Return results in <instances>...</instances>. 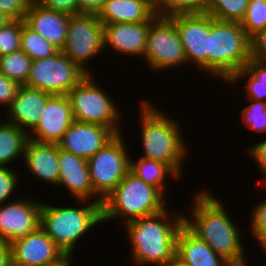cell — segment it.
<instances>
[{
    "label": "cell",
    "instance_id": "1",
    "mask_svg": "<svg viewBox=\"0 0 266 266\" xmlns=\"http://www.w3.org/2000/svg\"><path fill=\"white\" fill-rule=\"evenodd\" d=\"M193 199L192 217L184 215V224L232 266H246L239 226L226 213V206L206 190L197 192Z\"/></svg>",
    "mask_w": 266,
    "mask_h": 266
},
{
    "label": "cell",
    "instance_id": "2",
    "mask_svg": "<svg viewBox=\"0 0 266 266\" xmlns=\"http://www.w3.org/2000/svg\"><path fill=\"white\" fill-rule=\"evenodd\" d=\"M169 209L126 223L125 227L132 249L133 262L137 265L165 266L176 255L177 234L184 224V214Z\"/></svg>",
    "mask_w": 266,
    "mask_h": 266
},
{
    "label": "cell",
    "instance_id": "3",
    "mask_svg": "<svg viewBox=\"0 0 266 266\" xmlns=\"http://www.w3.org/2000/svg\"><path fill=\"white\" fill-rule=\"evenodd\" d=\"M146 100L142 99L139 110L141 140L144 148L142 158L166 163L179 176H182V166L186 160L185 156H188L189 146H186L180 131L181 125L167 115L168 113H164L161 109L157 110V107L150 103L151 101Z\"/></svg>",
    "mask_w": 266,
    "mask_h": 266
},
{
    "label": "cell",
    "instance_id": "4",
    "mask_svg": "<svg viewBox=\"0 0 266 266\" xmlns=\"http://www.w3.org/2000/svg\"><path fill=\"white\" fill-rule=\"evenodd\" d=\"M250 59V38L240 23L218 21L210 16L207 76L227 83Z\"/></svg>",
    "mask_w": 266,
    "mask_h": 266
},
{
    "label": "cell",
    "instance_id": "5",
    "mask_svg": "<svg viewBox=\"0 0 266 266\" xmlns=\"http://www.w3.org/2000/svg\"><path fill=\"white\" fill-rule=\"evenodd\" d=\"M165 195L130 171L102 202V222L122 219L123 224L165 210Z\"/></svg>",
    "mask_w": 266,
    "mask_h": 266
},
{
    "label": "cell",
    "instance_id": "6",
    "mask_svg": "<svg viewBox=\"0 0 266 266\" xmlns=\"http://www.w3.org/2000/svg\"><path fill=\"white\" fill-rule=\"evenodd\" d=\"M77 201L82 202L83 206L58 207L42 202L40 227L63 253L73 254L78 240L84 237L91 228L103 223L102 203L82 199L81 201L77 199Z\"/></svg>",
    "mask_w": 266,
    "mask_h": 266
},
{
    "label": "cell",
    "instance_id": "7",
    "mask_svg": "<svg viewBox=\"0 0 266 266\" xmlns=\"http://www.w3.org/2000/svg\"><path fill=\"white\" fill-rule=\"evenodd\" d=\"M95 81L94 76L88 74L67 93L73 119L102 125L120 134L122 130L118 124L122 114L116 108L114 100Z\"/></svg>",
    "mask_w": 266,
    "mask_h": 266
},
{
    "label": "cell",
    "instance_id": "8",
    "mask_svg": "<svg viewBox=\"0 0 266 266\" xmlns=\"http://www.w3.org/2000/svg\"><path fill=\"white\" fill-rule=\"evenodd\" d=\"M122 133L87 160L97 202L102 203L129 172L130 156Z\"/></svg>",
    "mask_w": 266,
    "mask_h": 266
},
{
    "label": "cell",
    "instance_id": "9",
    "mask_svg": "<svg viewBox=\"0 0 266 266\" xmlns=\"http://www.w3.org/2000/svg\"><path fill=\"white\" fill-rule=\"evenodd\" d=\"M87 75L59 50L53 56L32 61L26 86L52 95H67Z\"/></svg>",
    "mask_w": 266,
    "mask_h": 266
},
{
    "label": "cell",
    "instance_id": "10",
    "mask_svg": "<svg viewBox=\"0 0 266 266\" xmlns=\"http://www.w3.org/2000/svg\"><path fill=\"white\" fill-rule=\"evenodd\" d=\"M143 58L150 68L160 71L187 63L178 29L170 16L157 15L151 21Z\"/></svg>",
    "mask_w": 266,
    "mask_h": 266
},
{
    "label": "cell",
    "instance_id": "11",
    "mask_svg": "<svg viewBox=\"0 0 266 266\" xmlns=\"http://www.w3.org/2000/svg\"><path fill=\"white\" fill-rule=\"evenodd\" d=\"M61 51L85 72L92 74L86 67L88 62L105 51L104 26L95 14L70 15L67 38Z\"/></svg>",
    "mask_w": 266,
    "mask_h": 266
},
{
    "label": "cell",
    "instance_id": "12",
    "mask_svg": "<svg viewBox=\"0 0 266 266\" xmlns=\"http://www.w3.org/2000/svg\"><path fill=\"white\" fill-rule=\"evenodd\" d=\"M178 29L187 62L208 74L210 15L207 13L170 16Z\"/></svg>",
    "mask_w": 266,
    "mask_h": 266
},
{
    "label": "cell",
    "instance_id": "13",
    "mask_svg": "<svg viewBox=\"0 0 266 266\" xmlns=\"http://www.w3.org/2000/svg\"><path fill=\"white\" fill-rule=\"evenodd\" d=\"M20 199L0 204V240L11 243L40 226L42 203L27 196Z\"/></svg>",
    "mask_w": 266,
    "mask_h": 266
},
{
    "label": "cell",
    "instance_id": "14",
    "mask_svg": "<svg viewBox=\"0 0 266 266\" xmlns=\"http://www.w3.org/2000/svg\"><path fill=\"white\" fill-rule=\"evenodd\" d=\"M116 135L102 125L74 120L58 145L60 149L88 160Z\"/></svg>",
    "mask_w": 266,
    "mask_h": 266
},
{
    "label": "cell",
    "instance_id": "15",
    "mask_svg": "<svg viewBox=\"0 0 266 266\" xmlns=\"http://www.w3.org/2000/svg\"><path fill=\"white\" fill-rule=\"evenodd\" d=\"M71 104L66 95H53L41 110V119L30 131L29 139L58 144L73 123Z\"/></svg>",
    "mask_w": 266,
    "mask_h": 266
},
{
    "label": "cell",
    "instance_id": "16",
    "mask_svg": "<svg viewBox=\"0 0 266 266\" xmlns=\"http://www.w3.org/2000/svg\"><path fill=\"white\" fill-rule=\"evenodd\" d=\"M10 244L13 266H44L63 254L40 226Z\"/></svg>",
    "mask_w": 266,
    "mask_h": 266
},
{
    "label": "cell",
    "instance_id": "17",
    "mask_svg": "<svg viewBox=\"0 0 266 266\" xmlns=\"http://www.w3.org/2000/svg\"><path fill=\"white\" fill-rule=\"evenodd\" d=\"M150 23L104 24V49L109 46L122 56L144 57Z\"/></svg>",
    "mask_w": 266,
    "mask_h": 266
},
{
    "label": "cell",
    "instance_id": "18",
    "mask_svg": "<svg viewBox=\"0 0 266 266\" xmlns=\"http://www.w3.org/2000/svg\"><path fill=\"white\" fill-rule=\"evenodd\" d=\"M52 96L42 90L21 85L16 97L5 111L8 115L5 121L15 124L29 134L39 123L41 110L45 109L47 101Z\"/></svg>",
    "mask_w": 266,
    "mask_h": 266
},
{
    "label": "cell",
    "instance_id": "19",
    "mask_svg": "<svg viewBox=\"0 0 266 266\" xmlns=\"http://www.w3.org/2000/svg\"><path fill=\"white\" fill-rule=\"evenodd\" d=\"M58 162H59V186L68 189L77 199L94 200V190L90 180L87 160L64 151L58 145Z\"/></svg>",
    "mask_w": 266,
    "mask_h": 266
},
{
    "label": "cell",
    "instance_id": "20",
    "mask_svg": "<svg viewBox=\"0 0 266 266\" xmlns=\"http://www.w3.org/2000/svg\"><path fill=\"white\" fill-rule=\"evenodd\" d=\"M69 17L67 13L46 9L33 0L24 21L34 32L62 50L67 38Z\"/></svg>",
    "mask_w": 266,
    "mask_h": 266
},
{
    "label": "cell",
    "instance_id": "21",
    "mask_svg": "<svg viewBox=\"0 0 266 266\" xmlns=\"http://www.w3.org/2000/svg\"><path fill=\"white\" fill-rule=\"evenodd\" d=\"M24 165L32 175L57 186L59 177L58 144L27 141L23 155Z\"/></svg>",
    "mask_w": 266,
    "mask_h": 266
},
{
    "label": "cell",
    "instance_id": "22",
    "mask_svg": "<svg viewBox=\"0 0 266 266\" xmlns=\"http://www.w3.org/2000/svg\"><path fill=\"white\" fill-rule=\"evenodd\" d=\"M157 15L155 0H106L96 16L104 25L152 21Z\"/></svg>",
    "mask_w": 266,
    "mask_h": 266
},
{
    "label": "cell",
    "instance_id": "23",
    "mask_svg": "<svg viewBox=\"0 0 266 266\" xmlns=\"http://www.w3.org/2000/svg\"><path fill=\"white\" fill-rule=\"evenodd\" d=\"M176 255L190 266H232L185 224L177 234Z\"/></svg>",
    "mask_w": 266,
    "mask_h": 266
},
{
    "label": "cell",
    "instance_id": "24",
    "mask_svg": "<svg viewBox=\"0 0 266 266\" xmlns=\"http://www.w3.org/2000/svg\"><path fill=\"white\" fill-rule=\"evenodd\" d=\"M29 134L7 121L0 120V166H7L19 160L25 152Z\"/></svg>",
    "mask_w": 266,
    "mask_h": 266
},
{
    "label": "cell",
    "instance_id": "25",
    "mask_svg": "<svg viewBox=\"0 0 266 266\" xmlns=\"http://www.w3.org/2000/svg\"><path fill=\"white\" fill-rule=\"evenodd\" d=\"M130 157V167L129 171L134 174L137 178L142 179L144 182L155 186L164 195L165 194V179L169 176L175 179L181 178L168 164L149 160L145 158H140L133 161ZM167 176V177H166Z\"/></svg>",
    "mask_w": 266,
    "mask_h": 266
},
{
    "label": "cell",
    "instance_id": "26",
    "mask_svg": "<svg viewBox=\"0 0 266 266\" xmlns=\"http://www.w3.org/2000/svg\"><path fill=\"white\" fill-rule=\"evenodd\" d=\"M246 78V95L248 100L266 102V64L250 59L246 67L236 72L227 82L235 85L238 81Z\"/></svg>",
    "mask_w": 266,
    "mask_h": 266
},
{
    "label": "cell",
    "instance_id": "27",
    "mask_svg": "<svg viewBox=\"0 0 266 266\" xmlns=\"http://www.w3.org/2000/svg\"><path fill=\"white\" fill-rule=\"evenodd\" d=\"M20 50L25 52L33 61L53 56L59 51L56 46L39 33L34 32L25 23L22 25Z\"/></svg>",
    "mask_w": 266,
    "mask_h": 266
},
{
    "label": "cell",
    "instance_id": "28",
    "mask_svg": "<svg viewBox=\"0 0 266 266\" xmlns=\"http://www.w3.org/2000/svg\"><path fill=\"white\" fill-rule=\"evenodd\" d=\"M32 59L23 51L0 57V72L20 86L26 85L31 70Z\"/></svg>",
    "mask_w": 266,
    "mask_h": 266
},
{
    "label": "cell",
    "instance_id": "29",
    "mask_svg": "<svg viewBox=\"0 0 266 266\" xmlns=\"http://www.w3.org/2000/svg\"><path fill=\"white\" fill-rule=\"evenodd\" d=\"M249 0H208L205 13L218 21L241 22Z\"/></svg>",
    "mask_w": 266,
    "mask_h": 266
},
{
    "label": "cell",
    "instance_id": "30",
    "mask_svg": "<svg viewBox=\"0 0 266 266\" xmlns=\"http://www.w3.org/2000/svg\"><path fill=\"white\" fill-rule=\"evenodd\" d=\"M208 0H155L158 15L205 13Z\"/></svg>",
    "mask_w": 266,
    "mask_h": 266
},
{
    "label": "cell",
    "instance_id": "31",
    "mask_svg": "<svg viewBox=\"0 0 266 266\" xmlns=\"http://www.w3.org/2000/svg\"><path fill=\"white\" fill-rule=\"evenodd\" d=\"M240 25L250 39L264 30L266 28V2L249 1L248 9Z\"/></svg>",
    "mask_w": 266,
    "mask_h": 266
},
{
    "label": "cell",
    "instance_id": "32",
    "mask_svg": "<svg viewBox=\"0 0 266 266\" xmlns=\"http://www.w3.org/2000/svg\"><path fill=\"white\" fill-rule=\"evenodd\" d=\"M24 20H12L0 28V57L20 51V37Z\"/></svg>",
    "mask_w": 266,
    "mask_h": 266
},
{
    "label": "cell",
    "instance_id": "33",
    "mask_svg": "<svg viewBox=\"0 0 266 266\" xmlns=\"http://www.w3.org/2000/svg\"><path fill=\"white\" fill-rule=\"evenodd\" d=\"M251 103L241 112V117L248 130L266 132V102L249 100Z\"/></svg>",
    "mask_w": 266,
    "mask_h": 266
},
{
    "label": "cell",
    "instance_id": "34",
    "mask_svg": "<svg viewBox=\"0 0 266 266\" xmlns=\"http://www.w3.org/2000/svg\"><path fill=\"white\" fill-rule=\"evenodd\" d=\"M7 166H0V204L9 201V197L14 194L19 183V173Z\"/></svg>",
    "mask_w": 266,
    "mask_h": 266
},
{
    "label": "cell",
    "instance_id": "35",
    "mask_svg": "<svg viewBox=\"0 0 266 266\" xmlns=\"http://www.w3.org/2000/svg\"><path fill=\"white\" fill-rule=\"evenodd\" d=\"M33 0H0V12L12 20H24Z\"/></svg>",
    "mask_w": 266,
    "mask_h": 266
},
{
    "label": "cell",
    "instance_id": "36",
    "mask_svg": "<svg viewBox=\"0 0 266 266\" xmlns=\"http://www.w3.org/2000/svg\"><path fill=\"white\" fill-rule=\"evenodd\" d=\"M20 85L0 72V106L5 110L16 97Z\"/></svg>",
    "mask_w": 266,
    "mask_h": 266
},
{
    "label": "cell",
    "instance_id": "37",
    "mask_svg": "<svg viewBox=\"0 0 266 266\" xmlns=\"http://www.w3.org/2000/svg\"><path fill=\"white\" fill-rule=\"evenodd\" d=\"M40 6L69 15L79 14L78 0H34Z\"/></svg>",
    "mask_w": 266,
    "mask_h": 266
},
{
    "label": "cell",
    "instance_id": "38",
    "mask_svg": "<svg viewBox=\"0 0 266 266\" xmlns=\"http://www.w3.org/2000/svg\"><path fill=\"white\" fill-rule=\"evenodd\" d=\"M251 59L266 64V28L250 39Z\"/></svg>",
    "mask_w": 266,
    "mask_h": 266
},
{
    "label": "cell",
    "instance_id": "39",
    "mask_svg": "<svg viewBox=\"0 0 266 266\" xmlns=\"http://www.w3.org/2000/svg\"><path fill=\"white\" fill-rule=\"evenodd\" d=\"M248 155L250 158H254V162L257 161L258 168L261 170V175H264L262 184L266 181V139L258 143H255L248 149Z\"/></svg>",
    "mask_w": 266,
    "mask_h": 266
},
{
    "label": "cell",
    "instance_id": "40",
    "mask_svg": "<svg viewBox=\"0 0 266 266\" xmlns=\"http://www.w3.org/2000/svg\"><path fill=\"white\" fill-rule=\"evenodd\" d=\"M250 226H266V197L251 209Z\"/></svg>",
    "mask_w": 266,
    "mask_h": 266
},
{
    "label": "cell",
    "instance_id": "41",
    "mask_svg": "<svg viewBox=\"0 0 266 266\" xmlns=\"http://www.w3.org/2000/svg\"><path fill=\"white\" fill-rule=\"evenodd\" d=\"M106 0H78L79 14L97 15Z\"/></svg>",
    "mask_w": 266,
    "mask_h": 266
},
{
    "label": "cell",
    "instance_id": "42",
    "mask_svg": "<svg viewBox=\"0 0 266 266\" xmlns=\"http://www.w3.org/2000/svg\"><path fill=\"white\" fill-rule=\"evenodd\" d=\"M0 266H13L11 244L0 240Z\"/></svg>",
    "mask_w": 266,
    "mask_h": 266
},
{
    "label": "cell",
    "instance_id": "43",
    "mask_svg": "<svg viewBox=\"0 0 266 266\" xmlns=\"http://www.w3.org/2000/svg\"><path fill=\"white\" fill-rule=\"evenodd\" d=\"M251 234L254 236L258 244L262 248V252L266 254V226H251Z\"/></svg>",
    "mask_w": 266,
    "mask_h": 266
},
{
    "label": "cell",
    "instance_id": "44",
    "mask_svg": "<svg viewBox=\"0 0 266 266\" xmlns=\"http://www.w3.org/2000/svg\"><path fill=\"white\" fill-rule=\"evenodd\" d=\"M72 253H63L57 259L45 264L44 266H71L72 263Z\"/></svg>",
    "mask_w": 266,
    "mask_h": 266
},
{
    "label": "cell",
    "instance_id": "45",
    "mask_svg": "<svg viewBox=\"0 0 266 266\" xmlns=\"http://www.w3.org/2000/svg\"><path fill=\"white\" fill-rule=\"evenodd\" d=\"M165 266H190V265L181 260L177 255H175L173 260Z\"/></svg>",
    "mask_w": 266,
    "mask_h": 266
},
{
    "label": "cell",
    "instance_id": "46",
    "mask_svg": "<svg viewBox=\"0 0 266 266\" xmlns=\"http://www.w3.org/2000/svg\"><path fill=\"white\" fill-rule=\"evenodd\" d=\"M12 19L8 17L5 13L0 12V28L6 26Z\"/></svg>",
    "mask_w": 266,
    "mask_h": 266
},
{
    "label": "cell",
    "instance_id": "47",
    "mask_svg": "<svg viewBox=\"0 0 266 266\" xmlns=\"http://www.w3.org/2000/svg\"><path fill=\"white\" fill-rule=\"evenodd\" d=\"M261 186L266 189V181Z\"/></svg>",
    "mask_w": 266,
    "mask_h": 266
}]
</instances>
